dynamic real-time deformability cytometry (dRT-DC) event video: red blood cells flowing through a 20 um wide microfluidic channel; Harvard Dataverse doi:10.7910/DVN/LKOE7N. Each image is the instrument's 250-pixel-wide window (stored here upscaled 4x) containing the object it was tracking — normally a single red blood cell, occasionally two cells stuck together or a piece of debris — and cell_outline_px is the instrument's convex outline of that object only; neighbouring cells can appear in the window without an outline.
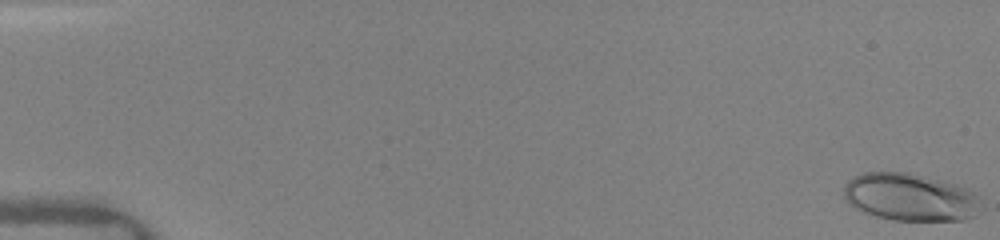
{"species": "human", "species_latin": "Homo sapiens", "temperature_condition": "warm", "stored_images_in_passage": 14, "camera_frame_rate_fps": 3000, "um_per_image_px": 0.085, "donor": {"sex": "female"}, "frame": {"image": 1, "passage_image": 1, "time_ms": 0.0, "image_size_px": [1000, 240], "cell_outline_px": [[984, 208], [976, 216], [964, 220], [892, 220], [876, 216], [864, 212], [848, 204], [844, 196], [844, 188], [848, 180], [852, 176], [864, 172], [908, 172], [956, 184], [976, 192]], "centroid_in_image_um": [77.41, 16.76], "position_along_channel_um": 7.6, "area_um2": 38.49}}
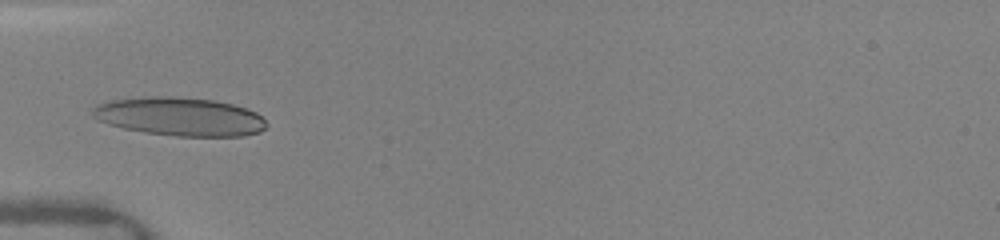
{"frame": {"image": 2, "passage_image": 12, "time_ms": 5.667, "image_size_px": [1000, 240], "cell_outline_px": [[268, 124], [260, 132], [244, 136], [176, 136], [144, 132], [124, 128], [108, 124], [92, 116], [92, 108], [100, 104], [112, 100], [144, 96], [172, 96], [212, 100], [232, 104], [248, 108], [256, 112]], "centroid_in_image_um": [15.3, 9.91], "position_along_channel_um": 69.7, "area_um2": 38.96}}